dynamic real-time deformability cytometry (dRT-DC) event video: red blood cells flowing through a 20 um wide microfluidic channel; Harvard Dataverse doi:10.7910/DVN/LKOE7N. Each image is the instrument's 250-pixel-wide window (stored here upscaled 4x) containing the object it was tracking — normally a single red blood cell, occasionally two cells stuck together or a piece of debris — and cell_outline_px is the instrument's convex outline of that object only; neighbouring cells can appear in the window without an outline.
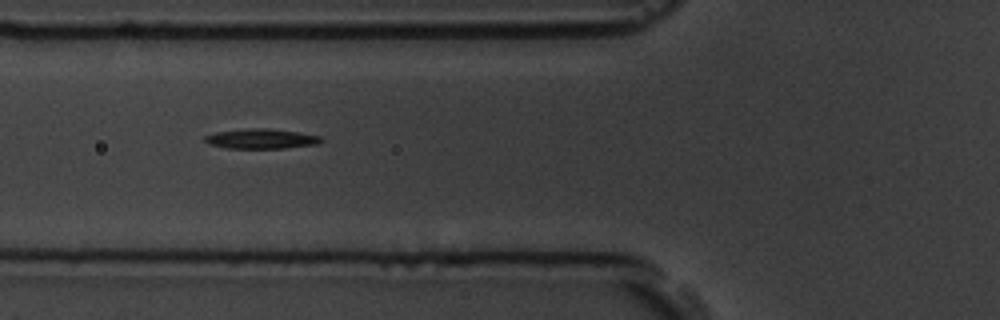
{"species": "common noctule bat (a hibernating species)", "species_latin": "Nyctalus noctula", "temperature_condition": "room temperature", "stored_images_in_passage": 9, "camera_frame_rate_fps": 3000, "um_per_image_px": 0.085, "animal": {"sex": "male", "body_mass_g": 19.5, "forearm_length_mm": 54.6}, "frame": {"image": 1, "passage_image": 7, "time_ms": 7.667, "image_size_px": [1000, 320], "cell_outline_px": [[324, 140], [316, 144], [284, 148], [228, 148], [208, 144], [204, 140], [204, 136], [216, 132], [248, 128], [268, 128], [296, 132], [320, 136]], "centroid_in_image_um": [22.17, 11.79], "position_along_channel_um": 103.6, "area_um2": 13.35}}
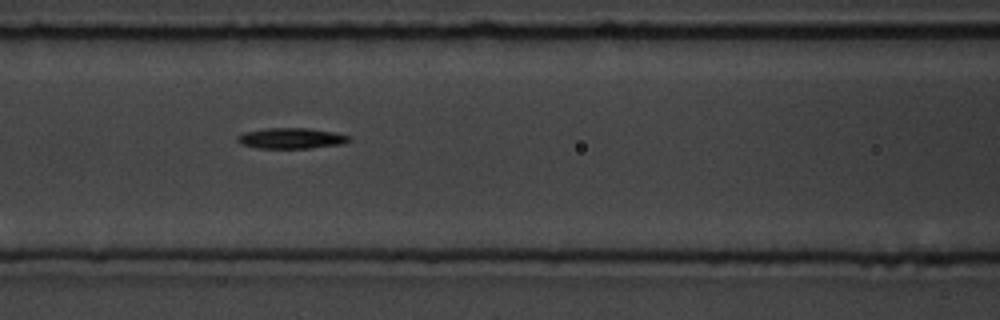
{"frame": {"image": 2, "passage_image": 8, "time_ms": 8.667, "image_size_px": [1000, 320], "cell_outline_px": [[348, 140], [344, 144], [312, 148], [256, 148], [240, 144], [236, 140], [236, 136], [244, 132], [264, 128], [308, 128], [332, 132], [348, 136]], "centroid_in_image_um": [24.67, 11.76], "position_along_channel_um": 141.9, "area_um2": 13.47}}
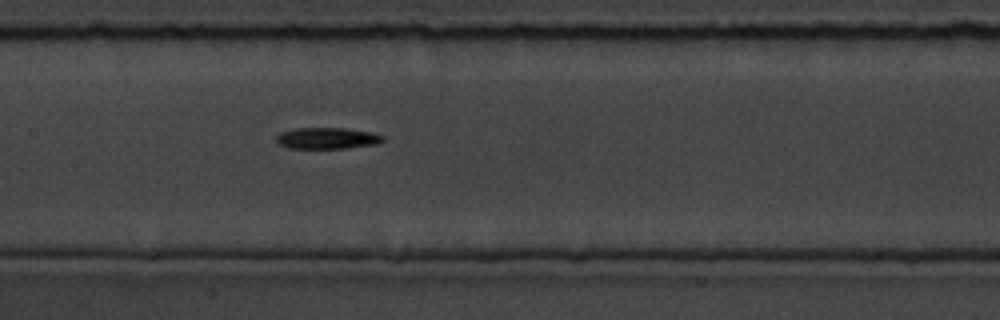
{"frame": {"image": 3, "passage_image": 9, "time_ms": 9.667, "image_size_px": [1000, 320], "cell_outline_px": [[384, 140], [376, 144], [344, 148], [288, 148], [280, 144], [276, 140], [276, 136], [280, 132], [292, 128], [344, 128], [372, 132], [384, 136]], "centroid_in_image_um": [27.79, 11.74], "position_along_channel_um": 179.6, "area_um2": 13.24}}